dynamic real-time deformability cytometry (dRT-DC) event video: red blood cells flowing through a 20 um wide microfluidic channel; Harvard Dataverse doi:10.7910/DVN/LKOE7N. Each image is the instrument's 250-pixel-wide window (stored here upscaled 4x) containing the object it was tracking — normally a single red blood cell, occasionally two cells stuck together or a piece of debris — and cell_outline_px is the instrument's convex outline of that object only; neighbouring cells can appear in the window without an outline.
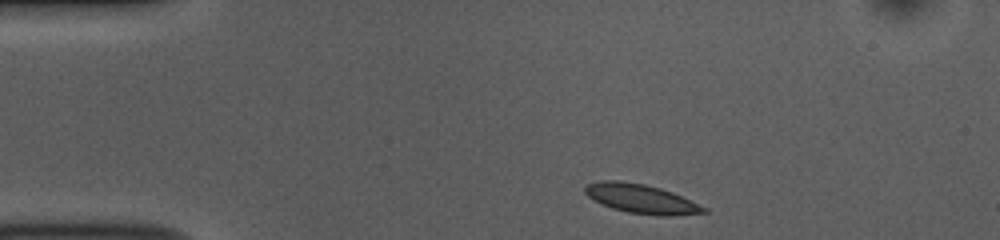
{"species": "common noctule bat (a hibernating species)", "species_latin": "Nyctalus noctula", "temperature_condition": "room temperature", "stored_images_in_passage": 44, "camera_frame_rate_fps": 3000, "um_per_image_px": 0.085, "animal": {"sex": "female", "body_mass_g": 10.0, "forearm_length_mm": 53.1}, "frame": {"image": 1, "passage_image": 1, "time_ms": 0.0, "image_size_px": [1000, 240], "cell_outline_px": [[708, 212], [668, 216], [660, 216], [628, 212], [612, 208], [600, 204], [588, 196], [584, 192], [584, 188], [588, 184], [600, 180], [620, 180], [644, 184], [660, 188], [672, 192], [708, 208]], "centroid_in_image_um": [54.49, 16.89], "position_along_channel_um": 30.5, "area_um2": 20.17}}
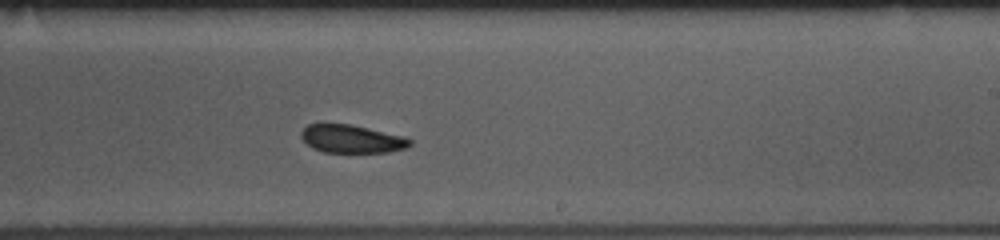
{"frame": {"image": 2, "passage_image": 23, "time_ms": 7.333, "image_size_px": [1000, 240], "cell_outline_px": [[412, 144], [408, 148], [388, 152], [324, 152], [312, 148], [300, 136], [300, 132], [308, 124], [348, 124], [368, 128], [404, 136], [412, 140]], "centroid_in_image_um": [29.92, 11.81], "position_along_channel_um": 259.1, "area_um2": 17.74}}
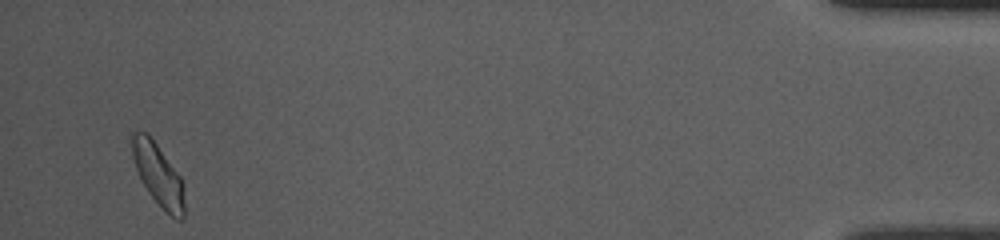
{"frame": {"image": 3, "passage_image": 42, "time_ms": 13.667, "image_size_px": [1000, 240], "cell_outline_px": [[184, 216], [180, 220], [176, 220], [160, 208], [148, 192], [136, 168], [132, 156], [132, 132], [148, 132], [180, 176], [184, 188]], "centroid_in_image_um": [13.46, 14.88], "position_along_channel_um": 421.7, "area_um2": 18.9}}